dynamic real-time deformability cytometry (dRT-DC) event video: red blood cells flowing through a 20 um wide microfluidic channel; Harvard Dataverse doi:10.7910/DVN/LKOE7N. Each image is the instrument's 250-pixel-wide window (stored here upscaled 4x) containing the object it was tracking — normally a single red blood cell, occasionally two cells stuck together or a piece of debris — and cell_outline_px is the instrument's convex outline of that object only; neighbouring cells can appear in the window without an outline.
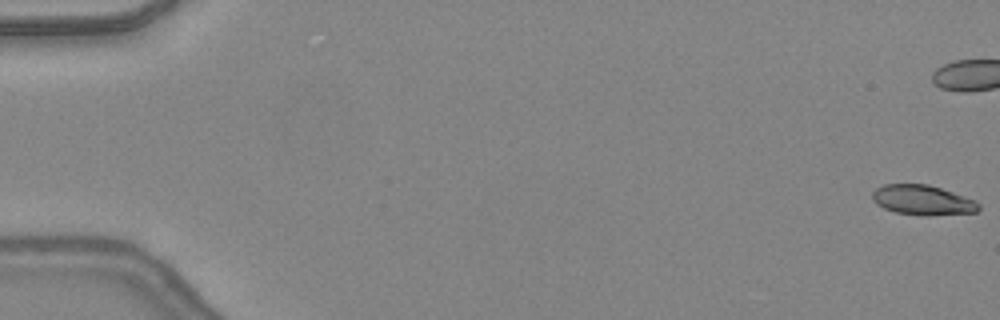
{"species": "common noctule bat (a hibernating species)", "species_latin": "Nyctalus noctula", "temperature_condition": "warm", "stored_images_in_passage": 18, "camera_frame_rate_fps": 3000, "um_per_image_px": 0.085, "animal": {"sex": "female", "body_mass_g": 24.6, "forearm_length_mm": 56.2}, "frame": {"image": 1, "passage_image": 1, "time_ms": 0.0, "image_size_px": [1000, 320], "cell_outline_px": [[980, 208], [976, 212], [924, 216], [920, 216], [896, 212], [884, 208], [876, 204], [872, 200], [872, 192], [876, 188], [884, 184], [928, 184], [976, 200], [980, 204]], "centroid_in_image_um": [78.41, 17.01], "position_along_channel_um": 6.6, "area_um2": 18.61}}